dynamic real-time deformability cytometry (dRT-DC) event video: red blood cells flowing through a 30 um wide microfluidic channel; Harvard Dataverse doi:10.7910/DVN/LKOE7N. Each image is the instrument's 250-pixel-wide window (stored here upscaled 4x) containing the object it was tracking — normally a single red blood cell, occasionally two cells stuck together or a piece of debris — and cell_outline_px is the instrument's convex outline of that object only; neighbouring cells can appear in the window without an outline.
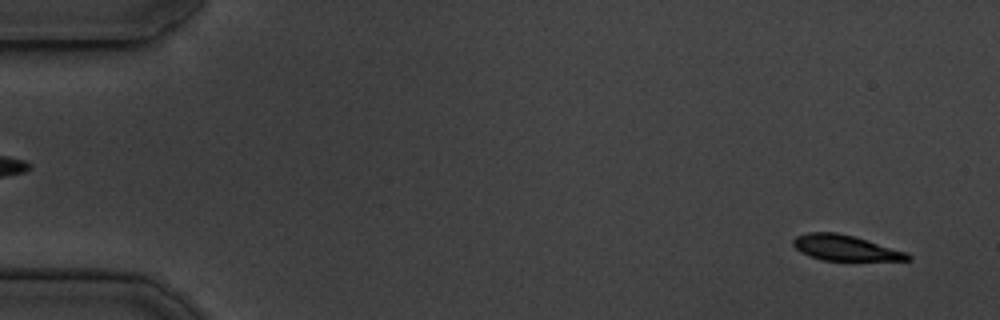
{"species": "common noctule bat (a hibernating species)", "species_latin": "Nyctalus noctula", "temperature_condition": "cold", "stored_images_in_passage": 54, "camera_frame_rate_fps": 3000, "um_per_image_px": 0.085, "animal": {"sex": "male", "body_mass_g": 19.5, "forearm_length_mm": 54.6}, "frame": {"image": 1, "passage_image": 3, "time_ms": 0.667, "image_size_px": [1000, 320], "cell_outline_px": [[912, 260], [820, 260], [800, 252], [792, 244], [792, 240], [796, 236], [808, 232], [836, 232], [856, 236], [908, 252], [912, 256]], "centroid_in_image_um": [71.86, 21.06], "position_along_channel_um": 13.1, "area_um2": 17.22}}
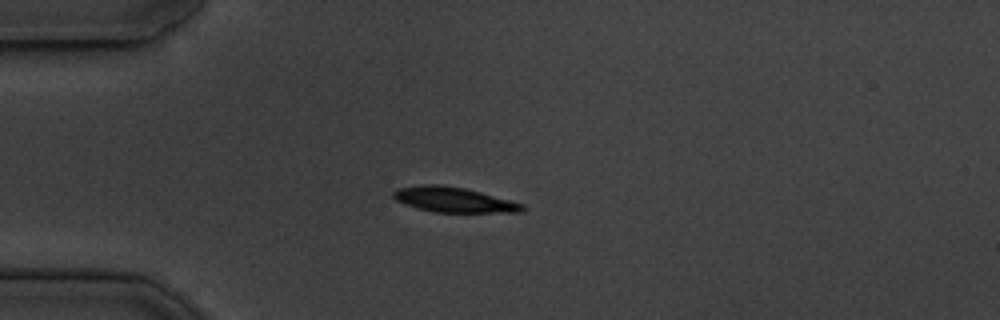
{"frame": {"image": 2, "passage_image": 14, "time_ms": 4.333, "image_size_px": [1000, 320], "cell_outline_px": [[528, 208], [524, 212], [432, 212], [416, 208], [404, 204], [396, 200], [392, 196], [392, 192], [396, 188], [424, 184], [440, 184], [464, 188], [480, 192], [524, 204]], "centroid_in_image_um": [38.55, 16.98], "position_along_channel_um": 46.5, "area_um2": 19.02}}
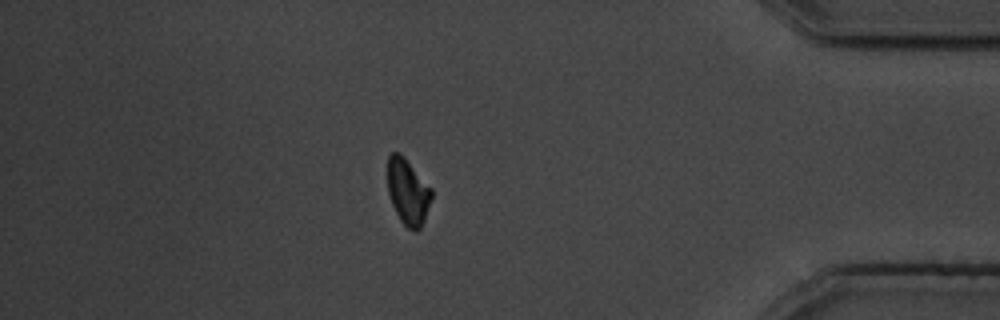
{"frame": {"image": 3, "passage_image": 47, "time_ms": 15.333, "image_size_px": [1000, 320], "cell_outline_px": [[432, 196], [424, 220], [420, 228], [416, 232], [408, 228], [400, 220], [392, 204], [388, 192], [388, 156], [392, 152], [400, 152], [404, 156], [432, 188]], "centroid_in_image_um": [34.67, 16.28], "position_along_channel_um": 400.5, "area_um2": 16.88}, "authors_computed_cell_mechanics": {"area_um2": 18.8428, "velocity_mm_per_s": 3.7099, "shape_relaxation_time_tau1_ms": 2.1059, "shape_relaxation_time_tau2_ms": null, "deformation_change_tau1": 0.109, "deformation_change_tau2": null}}